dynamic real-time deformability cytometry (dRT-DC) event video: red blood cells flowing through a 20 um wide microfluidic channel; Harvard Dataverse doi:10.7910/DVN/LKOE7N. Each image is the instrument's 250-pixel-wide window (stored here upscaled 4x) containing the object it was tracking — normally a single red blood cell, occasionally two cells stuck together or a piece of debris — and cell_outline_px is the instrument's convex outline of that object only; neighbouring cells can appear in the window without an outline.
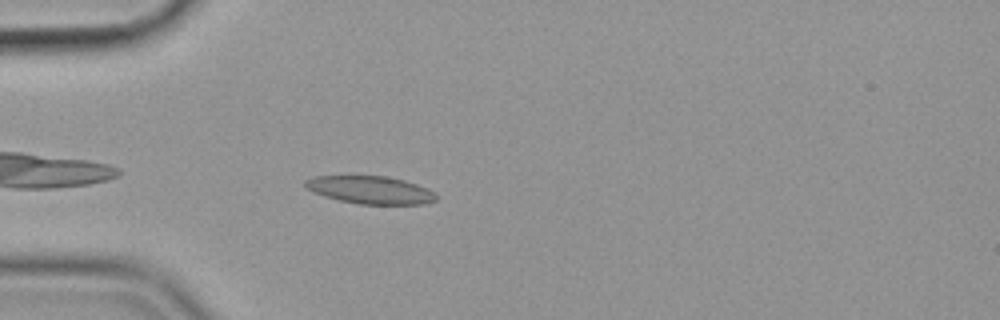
{"species": "common noctule bat (a hibernating species)", "species_latin": "Nyctalus noctula", "temperature_condition": "cold", "stored_images_in_passage": 37, "camera_frame_rate_fps": 3000, "um_per_image_px": 0.085, "animal": {"sex": "female", "body_mass_g": 19.9}, "frame": {"image": 1, "passage_image": 1, "time_ms": 0.0, "image_size_px": [1000, 320], "cell_outline_px": [[436, 200], [424, 204], [360, 204], [340, 200], [324, 196], [312, 192], [304, 188], [304, 180], [312, 176], [388, 176], [404, 180], [428, 188], [436, 192]], "centroid_in_image_um": [31.46, 16.14], "position_along_channel_um": 53.5, "area_um2": 21.33}}
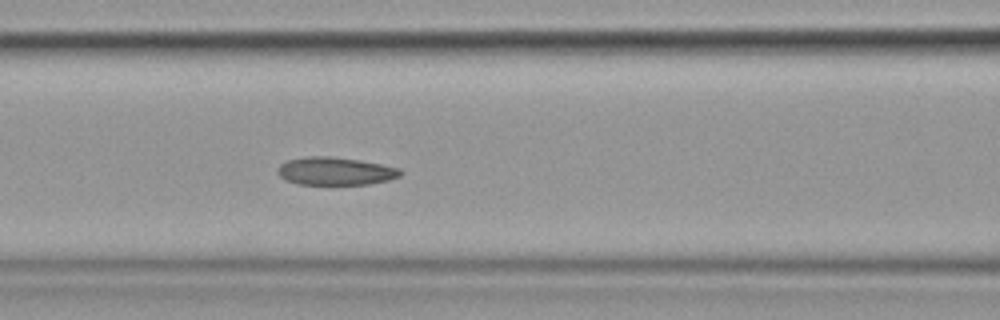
{"frame": {"image": 2, "passage_image": 9, "time_ms": 2.667, "image_size_px": [1000, 320], "cell_outline_px": [[404, 172], [400, 176], [388, 180], [368, 184], [300, 184], [284, 180], [276, 172], [280, 164], [288, 160], [308, 156], [332, 156], [360, 160], [400, 168]], "centroid_in_image_um": [28.5, 14.54], "position_along_channel_um": 138.1, "area_um2": 20.0}}
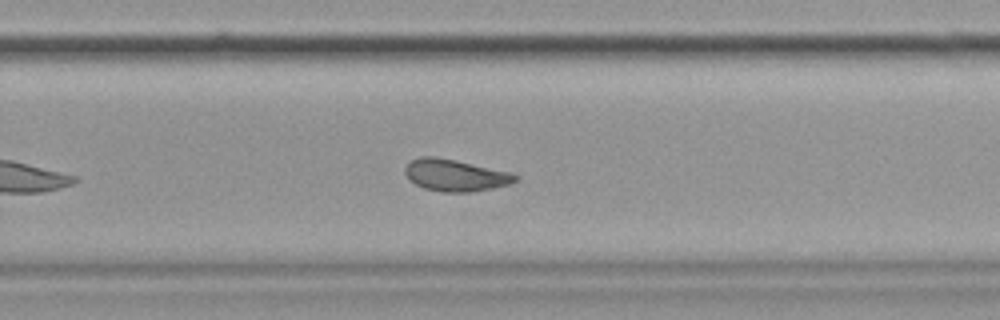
{"frame": {"image": 3, "passage_image": 22, "time_ms": 7.0, "image_size_px": [1000, 320], "cell_outline_px": [[516, 180], [508, 184], [492, 188], [468, 192], [440, 192], [424, 188], [408, 180], [404, 172], [404, 168], [412, 160], [420, 156], [436, 156], [456, 160], [508, 172], [516, 176]], "centroid_in_image_um": [38.61, 14.89], "position_along_channel_um": 291.2, "area_um2": 20.23}, "authors_computed_cell_mechanics": {"area_um2": 20.0566, "velocity_mm_per_s": 3.5515, "shape_relaxation_time_tau1_ms": null, "shape_relaxation_time_tau2_ms": 2.6329, "deformation_change_tau1": null, "deformation_change_tau2": 0.0789}}